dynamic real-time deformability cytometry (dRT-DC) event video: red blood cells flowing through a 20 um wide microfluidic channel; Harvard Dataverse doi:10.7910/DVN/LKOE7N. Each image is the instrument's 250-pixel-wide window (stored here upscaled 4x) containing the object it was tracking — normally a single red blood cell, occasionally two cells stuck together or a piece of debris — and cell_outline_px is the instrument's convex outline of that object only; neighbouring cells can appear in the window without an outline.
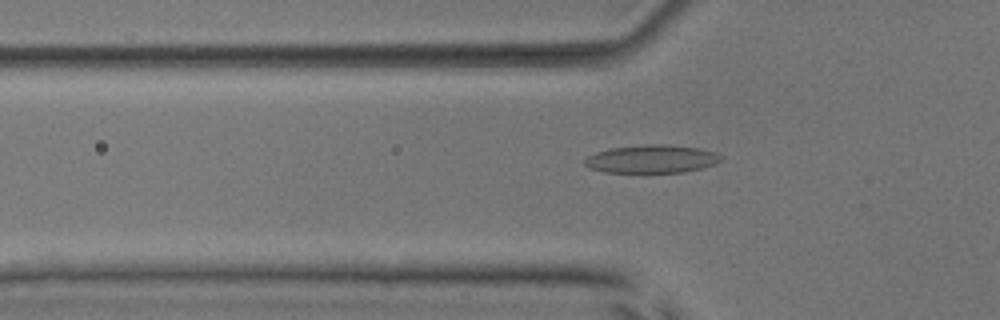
{"species": "common noctule bat (a hibernating species)", "species_latin": "Nyctalus noctula", "temperature_condition": "room temperature", "stored_images_in_passage": 50, "camera_frame_rate_fps": 3000, "um_per_image_px": 0.085, "animal": {"sex": "male", "body_mass_g": 17.9, "forearm_length_mm": 54.2}, "frame": {"image": 1, "passage_image": 18, "time_ms": 5.667, "image_size_px": [1000, 320], "cell_outline_px": [[720, 160], [716, 164], [684, 172], [604, 172], [588, 168], [584, 164], [584, 160], [588, 156], [596, 152], [612, 148], [644, 144], [664, 144], [700, 148], [716, 152], [720, 156]], "centroid_in_image_um": [55.38, 13.51], "position_along_channel_um": 70.4, "area_um2": 22.25}}
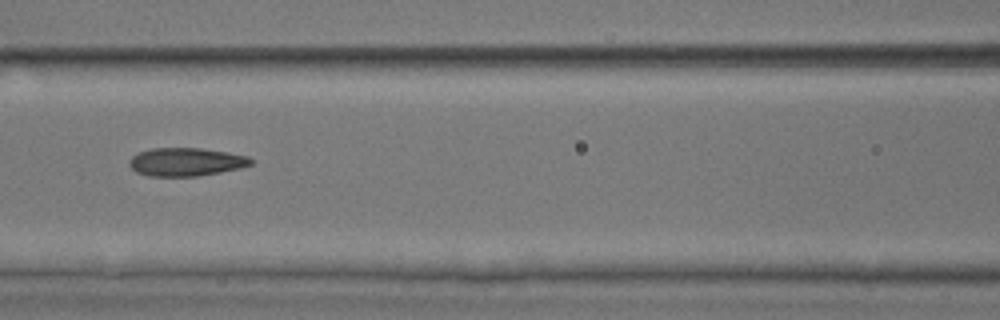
{"frame": {"image": 2, "passage_image": 24, "time_ms": 7.667, "image_size_px": [1000, 320], "cell_outline_px": [[256, 160], [252, 164], [240, 168], [220, 172], [196, 176], [148, 176], [136, 172], [128, 164], [128, 160], [132, 156], [140, 152], [152, 148], [200, 148], [228, 152], [248, 156]], "centroid_in_image_um": [15.83, 13.76], "position_along_channel_um": 150.8, "area_um2": 20.11}}
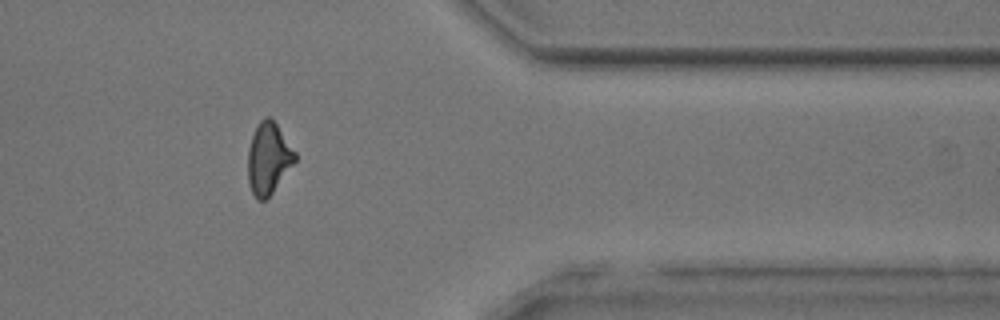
{"frame": {"image": 3, "passage_image": 43, "time_ms": 14.0, "image_size_px": [1000, 320], "cell_outline_px": [[296, 160], [272, 192], [264, 200], [256, 200], [248, 184], [248, 148], [252, 136], [260, 120], [264, 116], [268, 116], [276, 124], [296, 152]], "centroid_in_image_um": [22.8, 13.46], "position_along_channel_um": 388.6, "area_um2": 19.36}}